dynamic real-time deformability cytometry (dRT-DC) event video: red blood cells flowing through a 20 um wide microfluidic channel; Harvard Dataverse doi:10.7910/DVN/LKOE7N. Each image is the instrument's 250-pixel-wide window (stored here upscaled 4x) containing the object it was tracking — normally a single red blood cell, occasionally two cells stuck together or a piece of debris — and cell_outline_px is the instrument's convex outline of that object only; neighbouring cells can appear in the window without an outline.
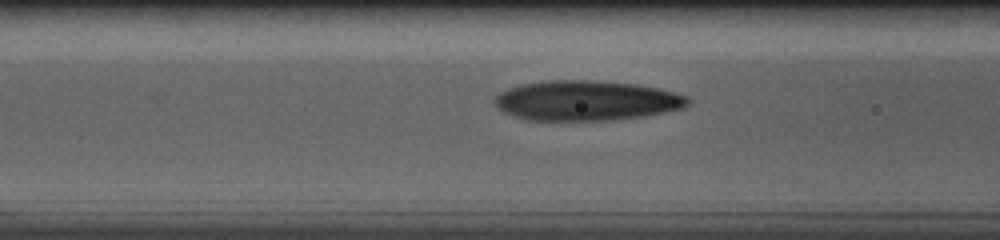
{"species": "human", "species_latin": "Homo sapiens", "temperature_condition": "cold", "stored_images_in_passage": 24, "camera_frame_rate_fps": 3000, "um_per_image_px": 0.085, "donor": {"sex": "male"}, "frame": {"image": 1, "passage_image": 18, "time_ms": 5.667, "image_size_px": [1000, 240], "cell_outline_px": [[692, 100], [684, 108], [644, 116], [612, 120], [528, 120], [512, 116], [504, 112], [492, 100], [500, 92], [508, 88], [520, 84], [548, 80], [592, 80], [636, 84], [660, 88], [676, 92], [688, 96]], "centroid_in_image_um": [49.87, 8.54], "position_along_channel_um": 116.7, "area_um2": 45.32}}
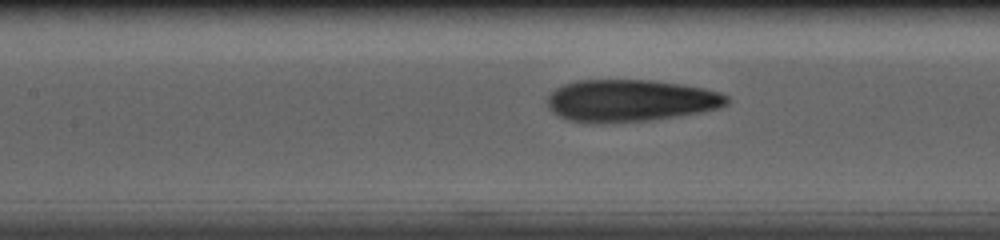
{"frame": {"image": 2, "passage_image": 21, "time_ms": 6.667, "image_size_px": [1000, 240], "cell_outline_px": [[728, 104], [720, 108], [700, 112], [676, 116], [648, 120], [600, 124], [596, 124], [568, 120], [552, 112], [548, 108], [548, 96], [556, 88], [564, 84], [576, 80], [648, 80], [680, 84], [704, 88], [720, 92], [728, 96]], "centroid_in_image_um": [53.56, 8.56], "position_along_channel_um": 153.8, "area_um2": 44.1}}